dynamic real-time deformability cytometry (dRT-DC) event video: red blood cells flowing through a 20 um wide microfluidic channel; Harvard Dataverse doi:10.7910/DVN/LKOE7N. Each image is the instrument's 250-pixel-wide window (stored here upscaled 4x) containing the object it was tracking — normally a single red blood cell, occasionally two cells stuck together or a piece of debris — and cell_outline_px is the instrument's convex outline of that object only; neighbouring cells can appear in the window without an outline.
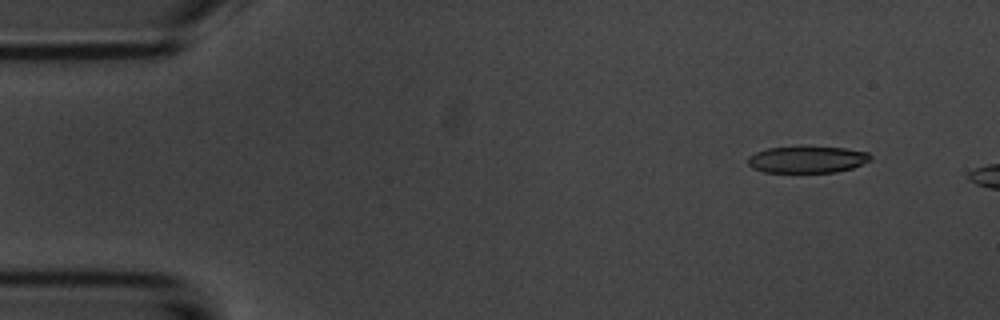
{"species": "common noctule bat (a hibernating species)", "species_latin": "Nyctalus noctula", "temperature_condition": "room temperature", "stored_images_in_passage": 3, "camera_frame_rate_fps": 3000, "um_per_image_px": 0.085, "animal": {"sex": "male", "body_mass_g": 20.1, "forearm_length_mm": 53.5}, "frame": {"image": 1, "passage_image": 2, "time_ms": 1.0, "image_size_px": [1000, 320], "cell_outline_px": [[872, 160], [852, 168], [836, 172], [764, 172], [752, 168], [748, 164], [748, 156], [756, 152], [768, 148], [844, 148], [868, 152], [872, 156]], "centroid_in_image_um": [68.63, 13.58], "position_along_channel_um": 16.4, "area_um2": 18.73}}